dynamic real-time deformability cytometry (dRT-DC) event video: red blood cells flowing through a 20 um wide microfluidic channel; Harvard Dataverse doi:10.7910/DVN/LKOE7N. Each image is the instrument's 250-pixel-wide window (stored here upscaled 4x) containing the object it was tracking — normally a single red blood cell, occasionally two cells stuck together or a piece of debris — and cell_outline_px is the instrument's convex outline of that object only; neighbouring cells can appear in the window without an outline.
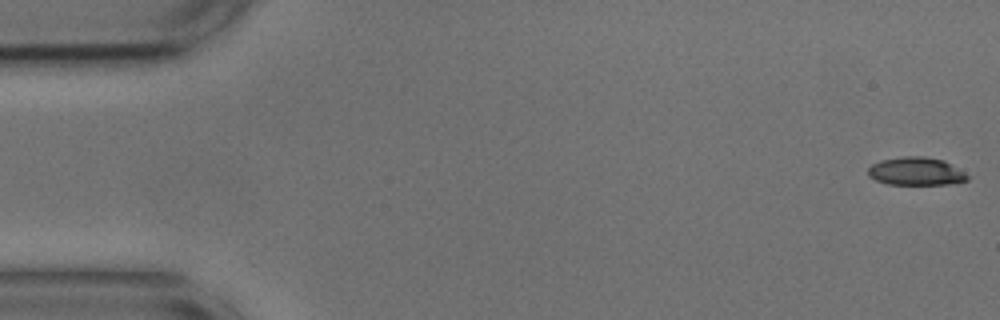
{"species": "common noctule bat (a hibernating species)", "species_latin": "Nyctalus noctula", "temperature_condition": "cold", "stored_images_in_passage": 8, "camera_frame_rate_fps": 3000, "um_per_image_px": 0.085, "animal": {"sex": "male", "body_mass_g": 17.9, "forearm_length_mm": 54.2}, "frame": {"image": 1, "passage_image": 1, "time_ms": 0.0, "image_size_px": [1000, 320], "cell_outline_px": [[968, 180], [948, 184], [888, 184], [876, 180], [868, 176], [868, 168], [872, 164], [880, 160], [900, 156], [924, 156], [944, 160], [964, 172], [968, 176]], "centroid_in_image_um": [77.83, 14.55], "position_along_channel_um": 7.2, "area_um2": 16.24}}